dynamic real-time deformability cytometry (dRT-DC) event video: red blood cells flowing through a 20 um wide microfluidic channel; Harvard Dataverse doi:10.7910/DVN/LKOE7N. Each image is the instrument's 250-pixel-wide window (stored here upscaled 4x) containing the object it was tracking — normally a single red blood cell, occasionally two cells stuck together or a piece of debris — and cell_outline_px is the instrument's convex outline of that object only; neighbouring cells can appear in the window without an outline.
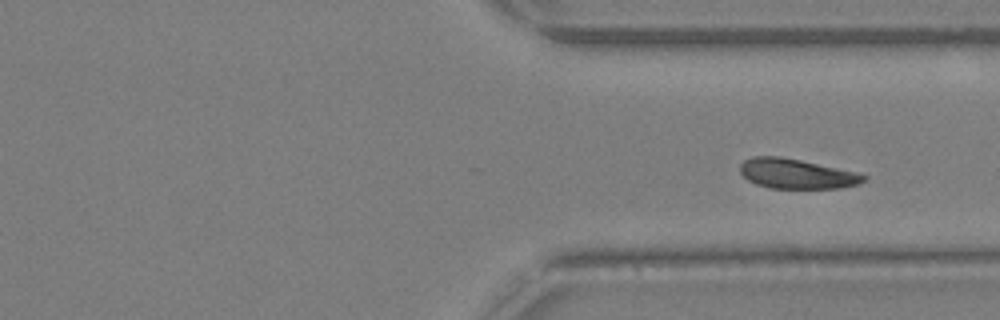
{"species": "Egyptian fruit bat (a non-hibernating species)", "species_latin": "Rousettus aegyptiacus", "temperature_condition": "warm", "stored_images_in_passage": 18, "camera_frame_rate_fps": 3000, "um_per_image_px": 0.085, "animal": {"sex": "female"}, "frame": {"image": 1, "passage_image": 18, "time_ms": 5.667, "image_size_px": [1000, 320], "cell_outline_px": [[868, 176], [860, 184], [840, 188], [772, 188], [756, 184], [748, 180], [740, 172], [740, 164], [744, 160], [752, 156], [780, 156], [800, 160], [856, 172]], "centroid_in_image_um": [67.69, 14.77], "position_along_channel_um": 343.7, "area_um2": 21.39}}